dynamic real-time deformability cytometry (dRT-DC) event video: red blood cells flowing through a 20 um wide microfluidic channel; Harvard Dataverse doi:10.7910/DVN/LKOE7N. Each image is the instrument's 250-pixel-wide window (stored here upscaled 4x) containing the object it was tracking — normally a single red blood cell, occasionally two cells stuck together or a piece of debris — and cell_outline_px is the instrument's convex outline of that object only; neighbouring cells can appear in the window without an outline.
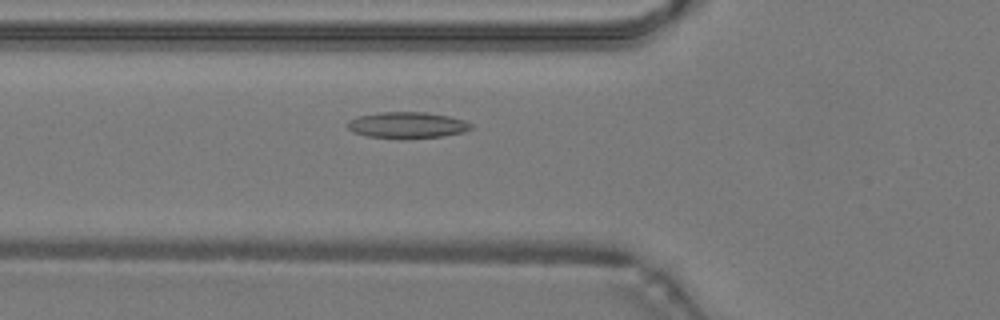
{"species": "common noctule bat (a hibernating species)", "species_latin": "Nyctalus noctula", "temperature_condition": "warm", "stored_images_in_passage": 47, "camera_frame_rate_fps": 3000, "um_per_image_px": 0.085, "animal": {"sex": "male", "body_mass_g": 19.2, "forearm_length_mm": 51.8}, "frame": {"image": 1, "passage_image": 16, "time_ms": 5.0, "image_size_px": [1000, 320], "cell_outline_px": [[472, 128], [464, 132], [440, 136], [404, 140], [400, 140], [368, 136], [352, 132], [348, 128], [348, 120], [360, 116], [380, 112], [424, 112], [448, 116], [464, 120], [472, 124]], "centroid_in_image_um": [34.6, 10.65], "position_along_channel_um": 91.2, "area_um2": 19.07}}
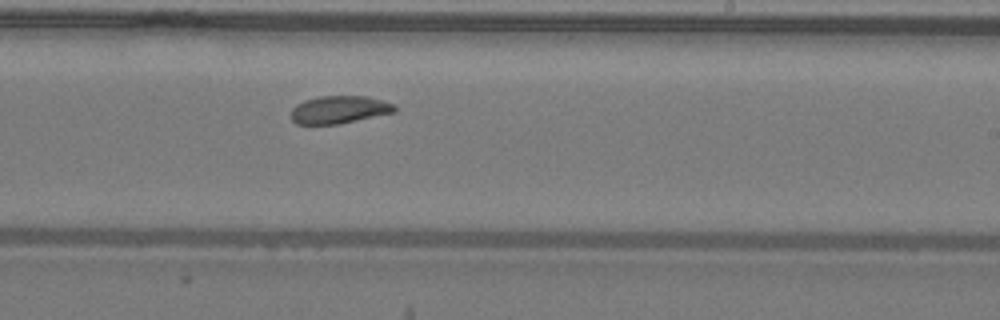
{"frame": {"image": 2, "passage_image": 28, "time_ms": 9.0, "image_size_px": [1000, 320], "cell_outline_px": [[396, 112], [336, 124], [296, 124], [292, 120], [292, 108], [296, 104], [304, 100], [320, 96], [368, 96], [396, 104]], "centroid_in_image_um": [28.85, 9.31], "position_along_channel_um": 260.2, "area_um2": 16.7}}
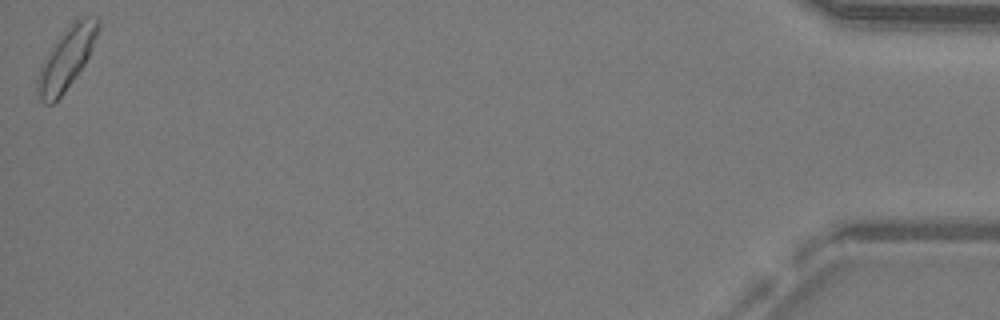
{"frame": {"image": 3, "passage_image": 47, "time_ms": 15.333, "image_size_px": [1000, 320], "cell_outline_px": [[100, 24], [88, 56], [84, 64], [76, 76], [64, 92], [52, 104], [44, 104], [40, 100], [36, 88], [36, 80], [40, 68], [48, 52], [60, 36], [76, 20], [84, 16], [100, 16]], "centroid_in_image_um": [5.64, 4.99], "position_along_channel_um": 429.6, "area_um2": 21.15}, "authors_computed_cell_mechanics": {"area_um2": 17.918, "velocity_mm_per_s": 4.224, "shape_relaxation_time_tau1_ms": null, "shape_relaxation_time_tau2_ms": 2.9092, "deformation_change_tau1": null, "deformation_change_tau2": 0.0882}}